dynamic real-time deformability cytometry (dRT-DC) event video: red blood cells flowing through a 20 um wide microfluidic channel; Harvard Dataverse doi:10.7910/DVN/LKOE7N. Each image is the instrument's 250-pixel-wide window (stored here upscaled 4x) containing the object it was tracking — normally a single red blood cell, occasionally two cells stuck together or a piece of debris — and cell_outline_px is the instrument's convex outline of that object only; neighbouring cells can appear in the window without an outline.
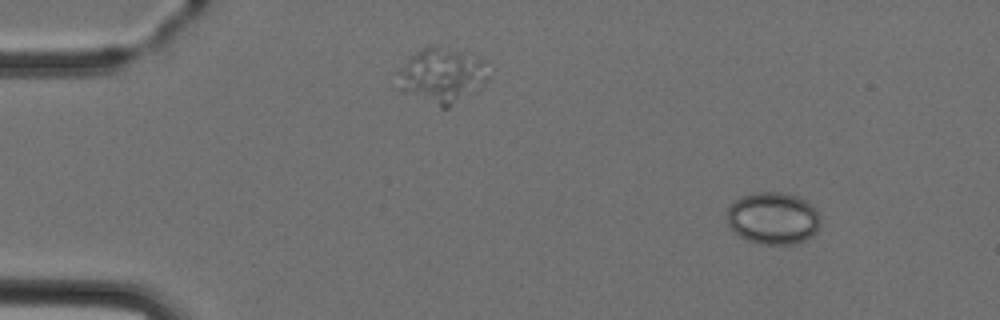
{"species": "Egyptian fruit bat (a non-hibernating species)", "species_latin": "Rousettus aegyptiacus", "temperature_condition": "cold", "stored_images_in_passage": 5, "camera_frame_rate_fps": 3000, "um_per_image_px": 0.085, "animal": {"sex": "female"}, "frame": {"image": 1, "passage_image": 1, "time_ms": 0.0, "image_size_px": [1000, 320], "cell_outline_px": [[820, 228], [812, 236], [804, 240], [792, 244], [760, 244], [748, 240], [740, 236], [728, 224], [728, 208], [740, 196], [756, 192], [780, 192], [796, 196], [804, 200], [816, 208], [820, 216]], "centroid_in_image_um": [65.74, 18.55], "position_along_channel_um": 19.3, "area_um2": 28.32}}